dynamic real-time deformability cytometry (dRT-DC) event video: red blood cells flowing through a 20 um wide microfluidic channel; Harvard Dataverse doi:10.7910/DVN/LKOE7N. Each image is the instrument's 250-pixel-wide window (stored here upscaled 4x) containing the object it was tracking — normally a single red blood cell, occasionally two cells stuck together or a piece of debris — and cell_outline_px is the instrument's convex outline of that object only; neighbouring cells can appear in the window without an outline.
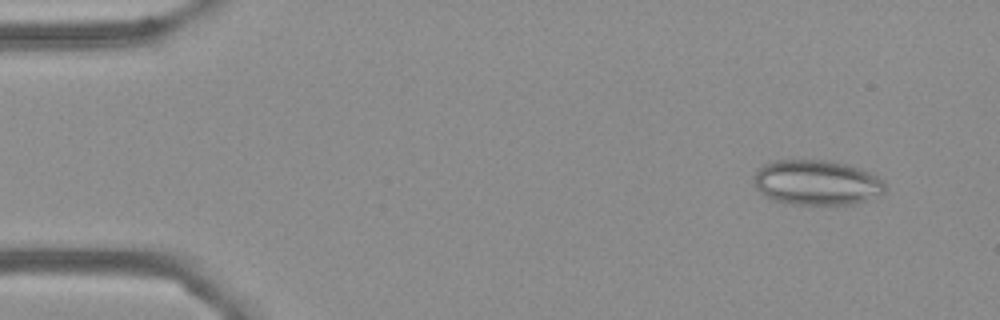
{"species": "Egyptian fruit bat (a non-hibernating species)", "species_latin": "Rousettus aegyptiacus", "temperature_condition": "cold", "stored_images_in_passage": 55, "camera_frame_rate_fps": 3000, "um_per_image_px": 0.085, "frame": {"image": 1, "passage_image": 5, "time_ms": 1.333, "image_size_px": [1000, 320], "cell_outline_px": [[884, 192], [880, 196], [852, 204], [788, 204], [772, 200], [764, 196], [756, 188], [752, 176], [756, 168], [764, 164], [776, 160], [832, 160], [864, 168], [884, 180]], "centroid_in_image_um": [69.41, 15.5], "position_along_channel_um": 15.6, "area_um2": 35.14}}
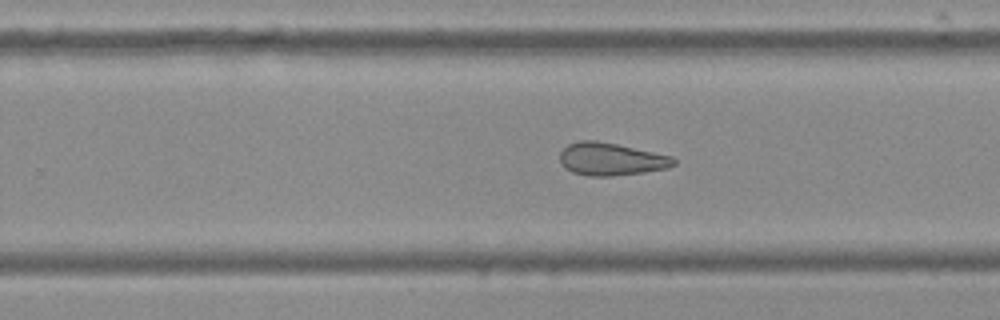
{"frame": {"image": 2, "passage_image": 35, "time_ms": 11.333, "image_size_px": [1000, 320], "cell_outline_px": [[676, 164], [668, 168], [644, 172], [612, 176], [588, 176], [572, 172], [564, 168], [560, 160], [560, 152], [568, 144], [580, 140], [596, 140], [616, 144], [672, 156], [676, 160]], "centroid_in_image_um": [51.93, 13.53], "position_along_channel_um": 277.9, "area_um2": 21.68}}
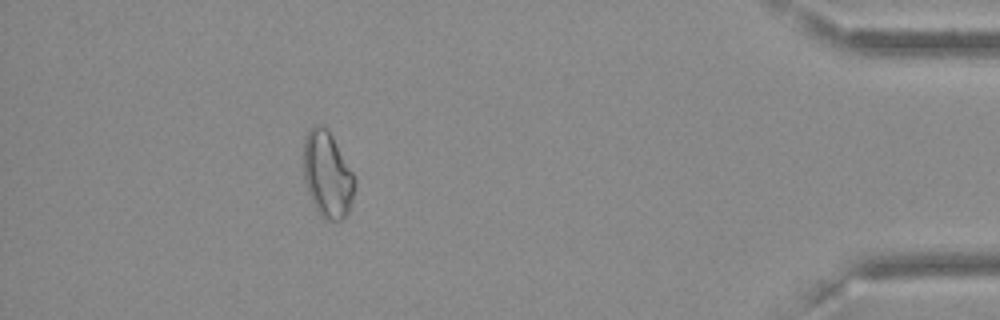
{"frame": {"image": 3, "passage_image": 50, "time_ms": 16.333, "image_size_px": [1000, 320], "cell_outline_px": [[356, 184], [348, 212], [340, 220], [324, 220], [320, 216], [308, 192], [304, 180], [304, 136], [308, 128], [312, 124], [316, 124], [328, 128], [352, 172], [356, 180]], "centroid_in_image_um": [27.81, 14.8], "position_along_channel_um": 407.4, "area_um2": 25.66}, "authors_computed_cell_mechanics": {"area_um2": 24.9696, "velocity_mm_per_s": 3.6375, "shape_relaxation_time_tau1_ms": null, "shape_relaxation_time_tau2_ms": 3.1896, "deformation_change_tau1": null, "deformation_change_tau2": 0.1059}}